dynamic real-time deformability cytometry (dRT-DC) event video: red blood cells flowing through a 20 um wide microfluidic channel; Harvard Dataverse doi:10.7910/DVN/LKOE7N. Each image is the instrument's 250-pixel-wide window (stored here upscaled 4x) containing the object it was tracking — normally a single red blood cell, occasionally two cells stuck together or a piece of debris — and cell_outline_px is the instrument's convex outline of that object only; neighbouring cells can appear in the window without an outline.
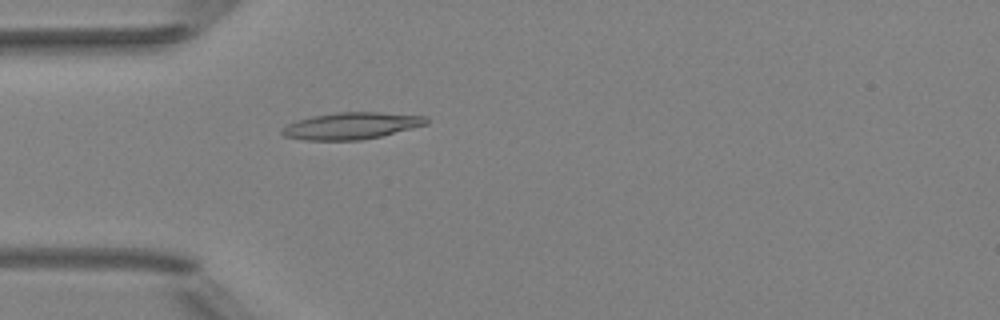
{"species": "Egyptian fruit bat (a non-hibernating species)", "species_latin": "Rousettus aegyptiacus", "temperature_condition": "room temperature", "stored_images_in_passage": 1, "camera_frame_rate_fps": 3000, "um_per_image_px": 0.085, "animal": {"sex": "female"}, "frame": {"image": 1, "passage_image": 1, "time_ms": 0.0, "image_size_px": [1000, 320], "cell_outline_px": [[428, 124], [380, 136], [360, 140], [304, 140], [284, 136], [280, 132], [280, 128], [296, 120], [312, 116], [336, 112], [380, 112], [428, 116]], "centroid_in_image_um": [29.84, 10.68], "position_along_channel_um": 55.2, "area_um2": 22.6}}